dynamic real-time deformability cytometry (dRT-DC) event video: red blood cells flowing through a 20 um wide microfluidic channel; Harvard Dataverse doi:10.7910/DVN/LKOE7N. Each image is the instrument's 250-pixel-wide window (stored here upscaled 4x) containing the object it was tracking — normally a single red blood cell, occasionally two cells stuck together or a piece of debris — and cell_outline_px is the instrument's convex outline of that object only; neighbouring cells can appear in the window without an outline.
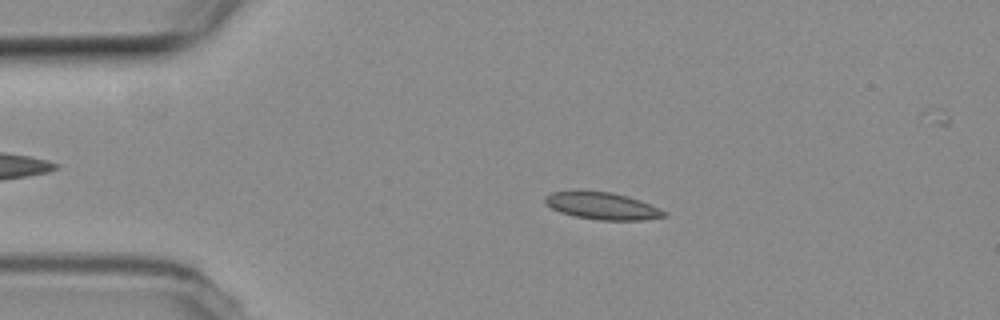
{"species": "common noctule bat (a hibernating species)", "species_latin": "Nyctalus noctula", "temperature_condition": "room temperature", "stored_images_in_passage": 54, "camera_frame_rate_fps": 3000, "um_per_image_px": 0.085, "animal": {"sex": "female", "body_mass_g": 19.3, "forearm_length_mm": 54.1}, "frame": {"image": 1, "passage_image": 10, "time_ms": 3.0, "image_size_px": [1000, 320], "cell_outline_px": [[668, 216], [644, 220], [600, 220], [576, 216], [560, 212], [544, 204], [544, 196], [552, 192], [576, 188], [612, 192], [628, 196], [640, 200], [660, 208], [668, 212]], "centroid_in_image_um": [51.16, 17.46], "position_along_channel_um": 33.8, "area_um2": 19.54}}
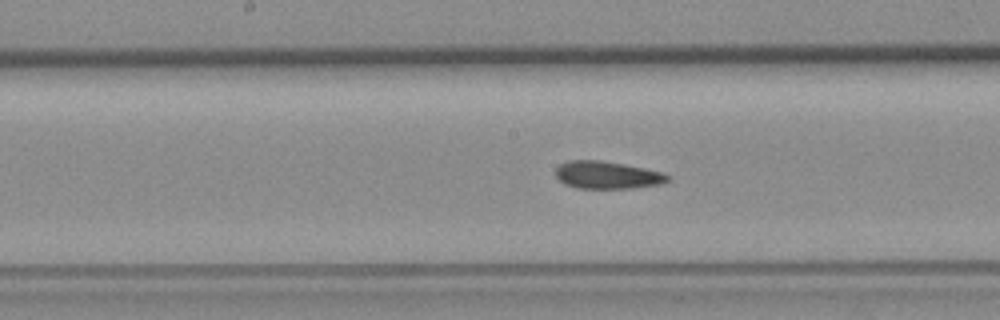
{"frame": {"image": 2, "passage_image": 26, "time_ms": 8.333, "image_size_px": [1000, 320], "cell_outline_px": [[672, 180], [660, 184], [632, 188], [576, 188], [564, 184], [556, 176], [556, 168], [560, 164], [568, 160], [600, 160], [644, 168], [664, 172]], "centroid_in_image_um": [51.61, 14.88], "position_along_channel_um": 196.6, "area_um2": 17.98}}
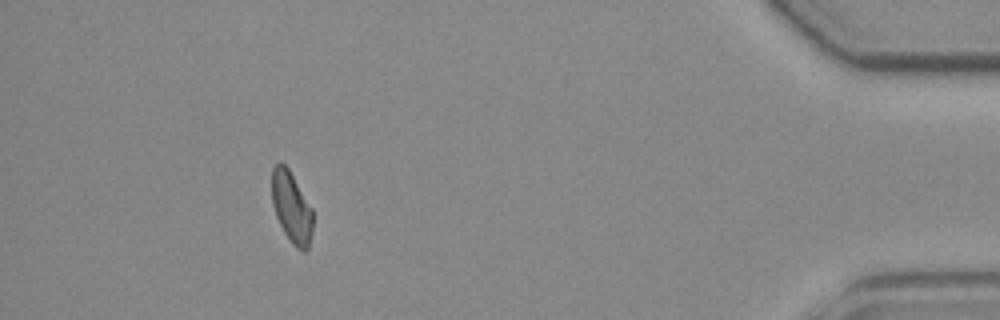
{"frame": {"image": 3, "passage_image": 48, "time_ms": 15.667, "image_size_px": [1000, 320], "cell_outline_px": [[312, 232], [308, 252], [304, 252], [296, 248], [292, 244], [284, 232], [276, 216], [272, 204], [272, 168], [280, 160], [288, 168], [312, 208]], "centroid_in_image_um": [24.78, 17.65], "position_along_channel_um": 410.4, "area_um2": 17.05}, "authors_computed_cell_mechanics": {"area_um2": 18.1492, "velocity_mm_per_s": 3.7877, "shape_relaxation_time_tau1_ms": null, "shape_relaxation_time_tau2_ms": 4.1982, "deformation_change_tau1": null, "deformation_change_tau2": 0.0778}}